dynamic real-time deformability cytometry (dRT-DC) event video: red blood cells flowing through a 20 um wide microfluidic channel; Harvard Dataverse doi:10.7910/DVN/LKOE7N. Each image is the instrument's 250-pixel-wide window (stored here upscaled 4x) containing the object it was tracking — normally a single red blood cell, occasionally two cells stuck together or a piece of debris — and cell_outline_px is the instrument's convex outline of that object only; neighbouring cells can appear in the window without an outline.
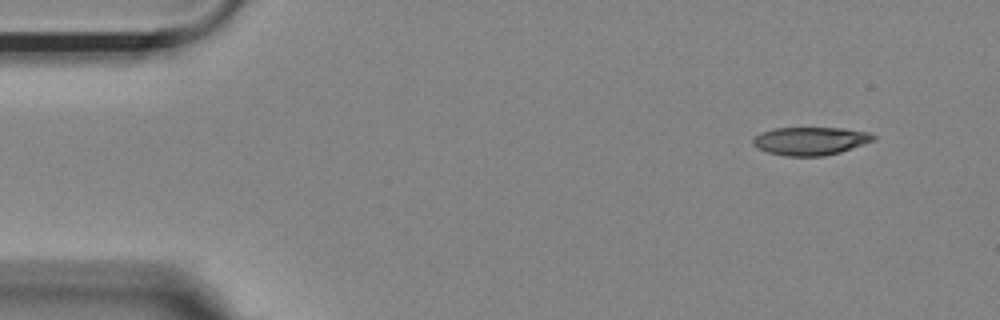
{"species": "Egyptian fruit bat (a non-hibernating species)", "species_latin": "Rousettus aegyptiacus", "temperature_condition": "room temperature", "stored_images_in_passage": 33, "camera_frame_rate_fps": 3000, "um_per_image_px": 0.085, "animal": {"sex": "female"}, "frame": {"image": 1, "passage_image": 1, "time_ms": 0.0, "image_size_px": [1000, 320], "cell_outline_px": [[876, 140], [840, 152], [824, 156], [784, 156], [768, 152], [752, 144], [752, 140], [756, 136], [764, 132], [776, 128], [844, 128], [868, 132], [876, 136]], "centroid_in_image_um": [68.93, 11.98], "position_along_channel_um": 16.1, "area_um2": 19.59}}
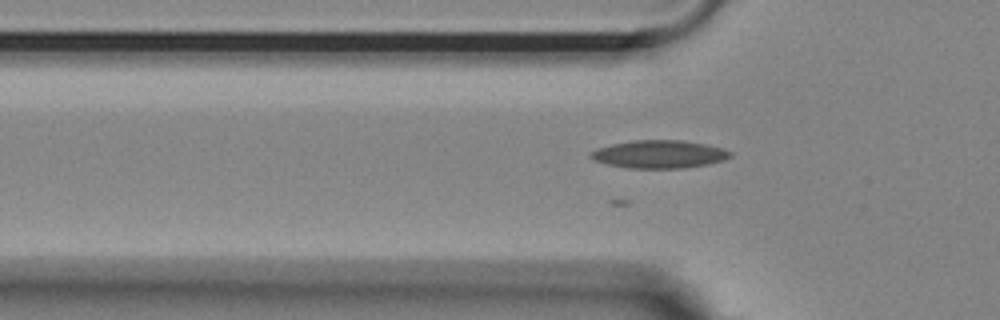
{"frame": {"image": 2, "passage_image": 13, "time_ms": 4.0, "image_size_px": [1000, 320], "cell_outline_px": [[732, 156], [724, 160], [708, 164], [684, 168], [628, 168], [608, 164], [592, 160], [588, 156], [588, 152], [596, 148], [612, 144], [632, 140], [684, 140], [704, 144], [720, 148], [732, 152]], "centroid_in_image_um": [55.98, 13.11], "position_along_channel_um": 69.8, "area_um2": 22.83}}
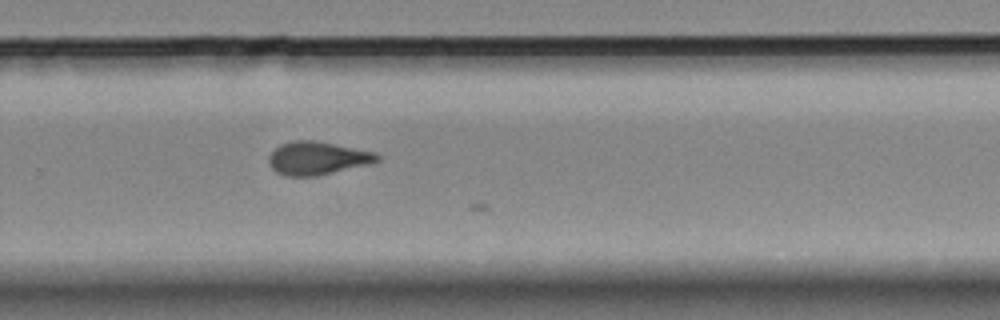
{"frame": {"image": 3, "passage_image": 32, "time_ms": 10.333, "image_size_px": [1000, 320], "cell_outline_px": [[380, 160], [368, 164], [316, 176], [284, 176], [276, 172], [272, 168], [268, 160], [268, 156], [280, 144], [296, 140], [312, 140], [376, 152], [380, 156]], "centroid_in_image_um": [26.96, 13.45], "position_along_channel_um": 302.8, "area_um2": 20.75}}